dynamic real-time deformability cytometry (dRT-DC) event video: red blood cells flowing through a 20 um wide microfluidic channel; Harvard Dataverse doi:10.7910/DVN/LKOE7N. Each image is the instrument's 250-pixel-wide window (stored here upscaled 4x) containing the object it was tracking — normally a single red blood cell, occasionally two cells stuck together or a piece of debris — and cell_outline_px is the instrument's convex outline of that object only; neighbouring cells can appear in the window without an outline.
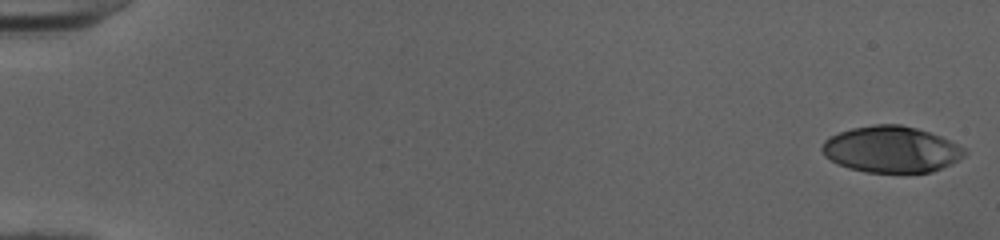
{"species": "human", "species_latin": "Homo sapiens", "temperature_condition": "cold", "stored_images_in_passage": 51, "camera_frame_rate_fps": 3000, "um_per_image_px": 0.085, "donor": {"sex": "female"}, "frame": {"image": 1, "passage_image": 1, "time_ms": 0.0, "image_size_px": [1000, 240], "cell_outline_px": [[968, 152], [964, 156], [952, 164], [932, 172], [864, 172], [848, 168], [836, 164], [824, 156], [820, 148], [824, 140], [828, 136], [852, 128], [872, 124], [900, 124], [916, 128], [940, 136], [964, 148]], "centroid_in_image_um": [75.72, 12.7], "position_along_channel_um": 9.3, "area_um2": 38.67}}
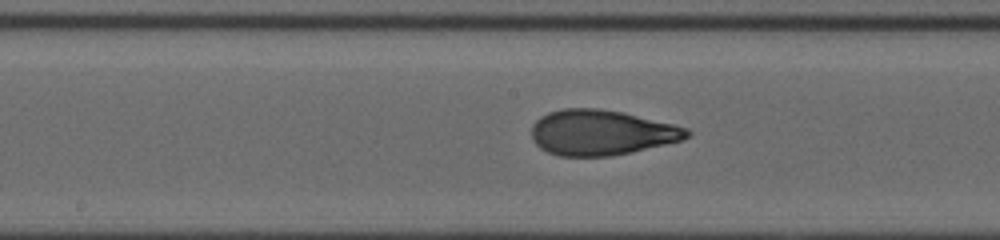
{"frame": {"image": 2, "passage_image": 28, "time_ms": 9.0, "image_size_px": [1000, 240], "cell_outline_px": [[692, 132], [684, 140], [632, 152], [612, 156], [560, 156], [548, 152], [540, 148], [532, 140], [532, 124], [540, 116], [548, 112], [564, 108], [596, 108], [624, 112], [688, 128]], "centroid_in_image_um": [51.11, 11.27], "position_along_channel_um": 197.1, "area_um2": 41.21}}
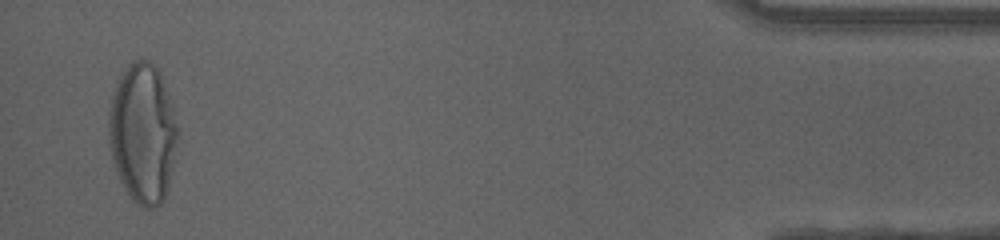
{"frame": {"image": 3, "passage_image": 50, "time_ms": 16.333, "image_size_px": [1000, 240], "cell_outline_px": [[176, 140], [172, 168], [168, 188], [164, 200], [160, 204], [152, 208], [144, 208], [136, 204], [132, 200], [120, 180], [112, 160], [108, 144], [108, 112], [116, 80], [128, 64], [132, 60], [148, 60], [160, 68], [176, 124]], "centroid_in_image_um": [12.09, 11.31], "position_along_channel_um": 423.1, "area_um2": 56.24}, "authors_computed_cell_mechanics": {"area_um2": 39.9976, "velocity_mm_per_s": 4.0411, "shape_relaxation_time_tau1_ms": 5.0858, "shape_relaxation_time_tau2_ms": 0.9907, "deformation_change_tau1": 0.2523, "deformation_change_tau2": 0.0791}}